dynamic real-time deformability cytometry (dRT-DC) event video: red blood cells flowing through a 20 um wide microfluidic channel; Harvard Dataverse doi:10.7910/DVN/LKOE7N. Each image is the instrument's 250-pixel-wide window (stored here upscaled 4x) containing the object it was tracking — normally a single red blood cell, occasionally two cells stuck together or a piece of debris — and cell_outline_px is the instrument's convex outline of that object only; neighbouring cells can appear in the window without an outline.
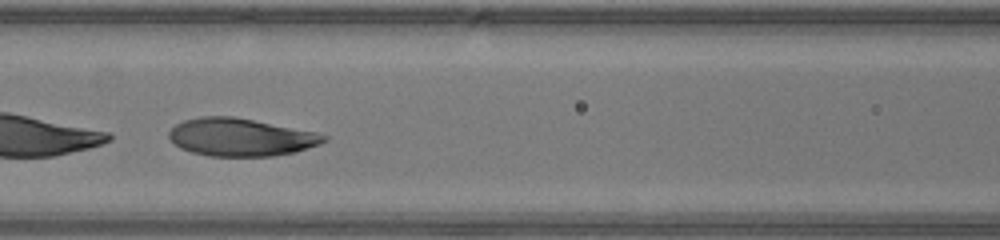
{"species": "human", "species_latin": "Homo sapiens", "temperature_condition": "warm", "stored_images_in_passage": 34, "segment_of_instrument_passage": [2, 2], "camera_frame_rate_fps": 3000, "um_per_image_px": 0.085, "donor": {"sex": "male"}, "frame": {"image": 1, "passage_image": 15, "time_ms": 4.667, "image_size_px": [1000, 240], "cell_outline_px": [[328, 140], [320, 144], [296, 152], [272, 156], [208, 156], [192, 152], [180, 148], [168, 136], [168, 132], [176, 124], [184, 120], [200, 116], [232, 116], [316, 132], [328, 136]], "centroid_in_image_um": [20.47, 11.66], "position_along_channel_um": 146.1, "area_um2": 34.04}}
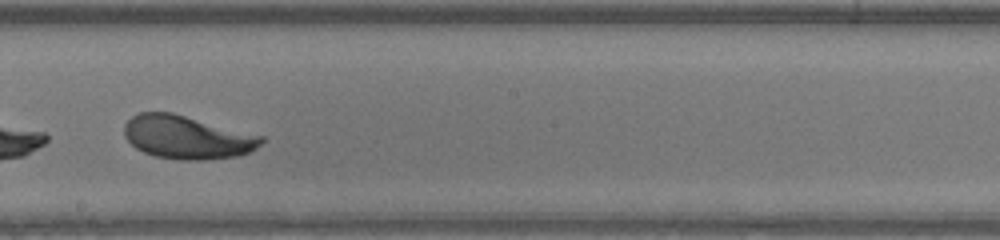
{"frame": {"image": 2, "passage_image": 21, "time_ms": 6.667, "image_size_px": [1000, 240], "cell_outline_px": [[264, 140], [256, 148], [240, 156], [204, 160], [180, 160], [156, 156], [144, 152], [136, 148], [124, 136], [124, 124], [132, 116], [140, 112], [172, 112], [264, 136]], "centroid_in_image_um": [15.9, 11.66], "position_along_channel_um": 232.3, "area_um2": 34.62}}
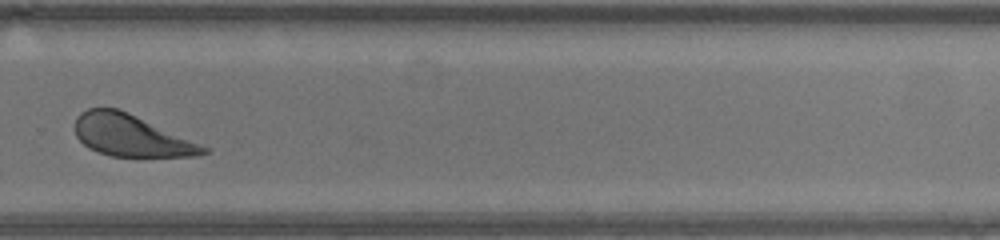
{"frame": {"image": 3, "passage_image": 27, "time_ms": 8.667, "image_size_px": [1000, 240], "cell_outline_px": [[212, 148], [208, 152], [196, 156], [112, 156], [88, 148], [76, 136], [76, 116], [80, 112], [88, 108], [116, 108], [128, 112]], "centroid_in_image_um": [11.17, 11.52], "position_along_channel_um": 318.6, "area_um2": 31.1}}